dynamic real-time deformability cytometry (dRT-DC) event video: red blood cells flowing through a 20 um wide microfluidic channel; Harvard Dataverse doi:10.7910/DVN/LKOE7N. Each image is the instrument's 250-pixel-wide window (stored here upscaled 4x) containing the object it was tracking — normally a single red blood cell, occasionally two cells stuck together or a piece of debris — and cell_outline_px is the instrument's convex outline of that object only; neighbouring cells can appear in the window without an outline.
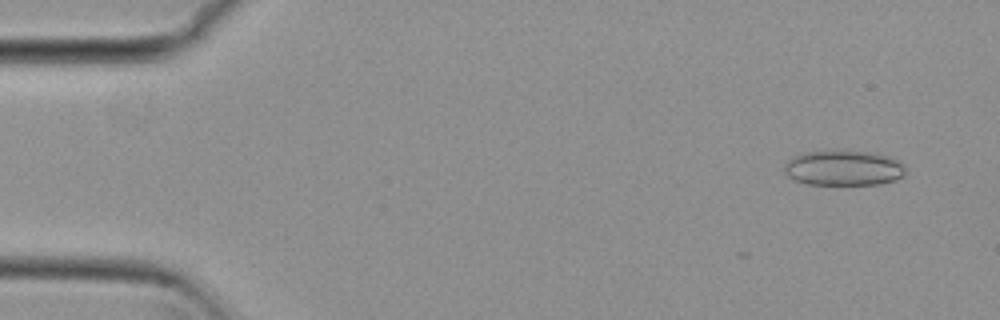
{"species": "common noctule bat (a hibernating species)", "species_latin": "Nyctalus noctula", "temperature_condition": "cold", "stored_images_in_passage": 14, "camera_frame_rate_fps": 3000, "um_per_image_px": 0.085, "animal": {"sex": "female", "body_mass_g": 29.2, "forearm_length_mm": 56.3}, "frame": {"image": 1, "passage_image": 4, "time_ms": 1.0, "image_size_px": [1000, 320], "cell_outline_px": [[908, 172], [904, 176], [880, 184], [808, 184], [796, 180], [788, 176], [784, 172], [784, 164], [788, 160], [804, 152], [840, 148], [872, 152], [888, 156], [900, 160], [904, 164]], "centroid_in_image_um": [71.74, 14.24], "position_along_channel_um": 13.3, "area_um2": 25.61}}